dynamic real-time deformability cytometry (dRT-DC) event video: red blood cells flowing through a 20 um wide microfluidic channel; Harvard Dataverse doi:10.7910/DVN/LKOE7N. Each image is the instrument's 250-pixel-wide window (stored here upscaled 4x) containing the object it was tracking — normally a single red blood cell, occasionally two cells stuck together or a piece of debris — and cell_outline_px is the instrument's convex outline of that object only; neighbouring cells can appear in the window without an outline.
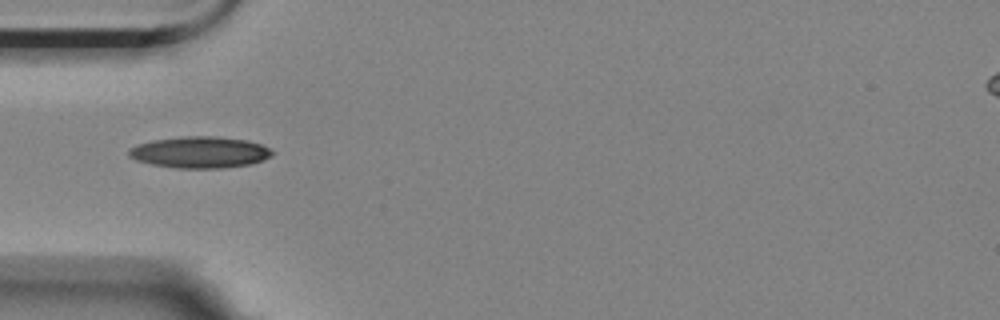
{"species": "Egyptian fruit bat (a non-hibernating species)", "species_latin": "Rousettus aegyptiacus", "temperature_condition": "room temperature", "stored_images_in_passage": 3, "camera_frame_rate_fps": 3000, "um_per_image_px": 0.085, "animal": {"sex": "female"}, "frame": {"image": 1, "passage_image": 3, "time_ms": 0.667, "image_size_px": [1000, 320], "cell_outline_px": [[276, 152], [272, 156], [264, 160], [252, 164], [220, 168], [176, 168], [152, 164], [136, 160], [128, 156], [128, 148], [136, 144], [152, 140], [180, 136], [216, 136], [248, 140], [260, 144]], "centroid_in_image_um": [16.99, 12.93], "position_along_channel_um": 68.0, "area_um2": 26.59}}